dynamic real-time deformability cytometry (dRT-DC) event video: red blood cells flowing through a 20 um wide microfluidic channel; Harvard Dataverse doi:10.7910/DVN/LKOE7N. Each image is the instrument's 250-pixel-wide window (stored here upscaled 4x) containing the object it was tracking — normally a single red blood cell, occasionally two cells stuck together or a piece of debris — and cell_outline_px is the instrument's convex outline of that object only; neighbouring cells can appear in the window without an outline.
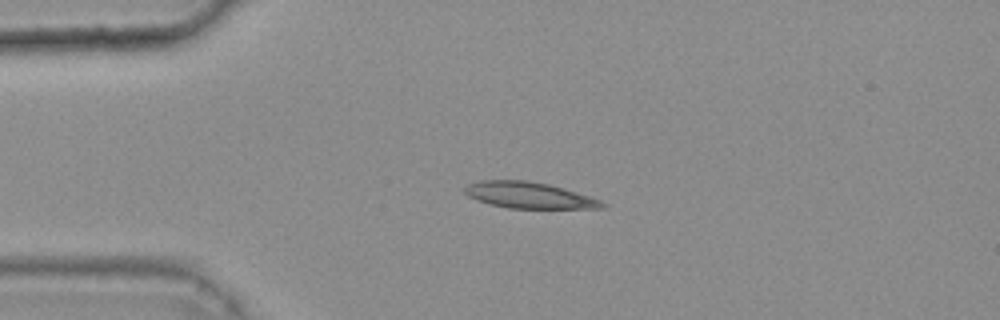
{"species": "common noctule bat (a hibernating species)", "species_latin": "Nyctalus noctula", "temperature_condition": "warm", "stored_images_in_passage": 34, "camera_frame_rate_fps": 3000, "um_per_image_px": 0.085, "animal": {"sex": "female", "body_mass_g": 25.1}, "frame": {"image": 1, "passage_image": 1, "time_ms": 0.0, "image_size_px": [1000, 320], "cell_outline_px": [[608, 204], [604, 208], [508, 208], [488, 204], [476, 200], [468, 196], [464, 192], [464, 188], [468, 184], [480, 180], [528, 180], [548, 184], [564, 188], [600, 200]], "centroid_in_image_um": [44.94, 16.59], "position_along_channel_um": 40.1, "area_um2": 21.04}}
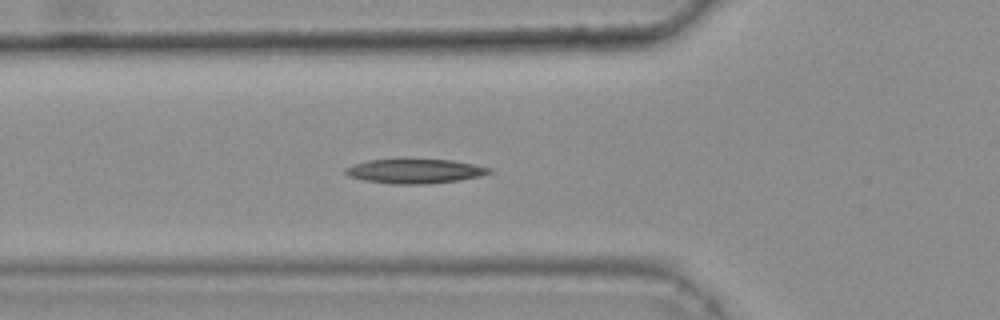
{"frame": {"image": 2, "passage_image": 7, "time_ms": 2.0, "image_size_px": [1000, 320], "cell_outline_px": [[492, 172], [480, 176], [460, 180], [424, 184], [392, 184], [364, 180], [348, 176], [344, 172], [344, 168], [352, 164], [368, 160], [400, 156], [452, 160], [476, 164], [492, 168]], "centroid_in_image_um": [35.23, 14.49], "position_along_channel_um": 90.6, "area_um2": 21.62}}
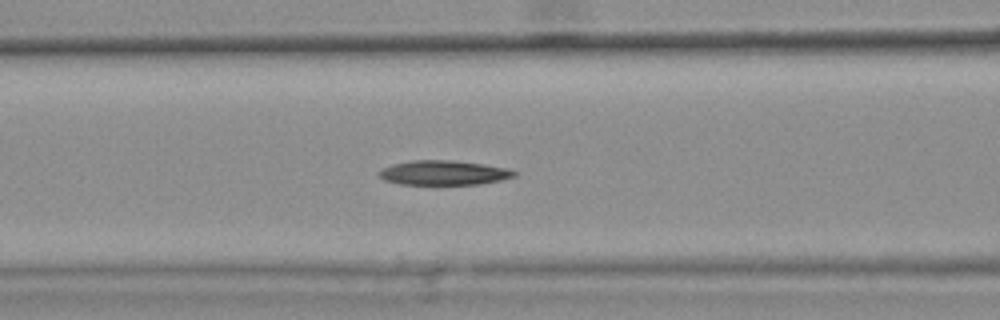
{"frame": {"image": 3, "passage_image": 10, "time_ms": 3.0, "image_size_px": [1000, 320], "cell_outline_px": [[520, 172], [516, 176], [500, 180], [480, 184], [400, 184], [384, 180], [376, 172], [392, 164], [412, 160], [448, 160], [484, 164], [508, 168]], "centroid_in_image_um": [37.74, 14.68], "position_along_channel_um": 128.9, "area_um2": 19.36}, "authors_computed_cell_mechanics": {"area_um2": 19.6231, "velocity_mm_per_s": 3.8016, "shape_relaxation_time_tau1_ms": 7.0795, "shape_relaxation_time_tau2_ms": null, "deformation_change_tau1": 0.1545, "deformation_change_tau2": null}}